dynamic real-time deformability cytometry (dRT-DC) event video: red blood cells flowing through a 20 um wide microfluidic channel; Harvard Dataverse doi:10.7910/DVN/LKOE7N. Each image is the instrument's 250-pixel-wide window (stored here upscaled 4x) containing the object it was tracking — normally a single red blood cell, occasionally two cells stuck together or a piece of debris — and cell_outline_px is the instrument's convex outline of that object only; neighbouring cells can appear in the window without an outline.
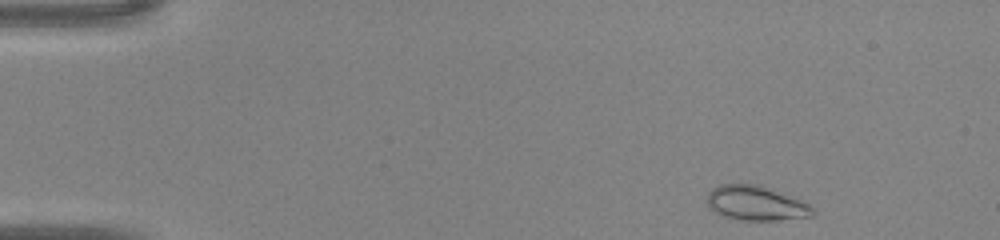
{"species": "common noctule bat (a hibernating species)", "species_latin": "Nyctalus noctula", "temperature_condition": "warm", "stored_images_in_passage": 40, "camera_frame_rate_fps": 3000, "um_per_image_px": 0.085, "animal": {"sex": "male", "body_mass_g": 20.0, "forearm_length_mm": 53.3}, "frame": {"image": 1, "passage_image": 1, "time_ms": 0.0, "image_size_px": [1000, 240], "cell_outline_px": [[816, 212], [812, 216], [776, 220], [744, 220], [724, 216], [716, 212], [708, 204], [708, 192], [712, 188], [720, 184], [760, 184], [800, 200], [808, 204]], "centroid_in_image_um": [64.26, 17.26], "position_along_channel_um": 20.7, "area_um2": 21.04}}
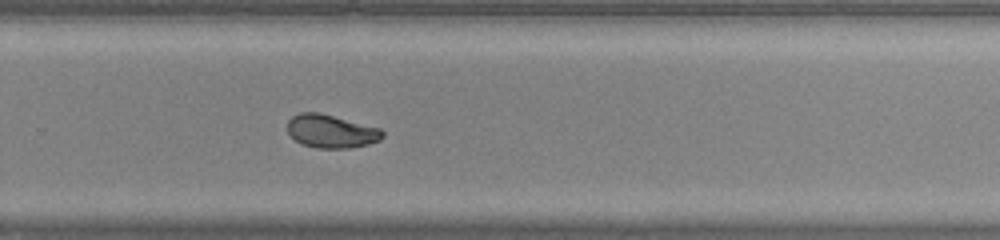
{"frame": {"image": 2, "passage_image": 26, "time_ms": 8.333, "image_size_px": [1000, 240], "cell_outline_px": [[384, 136], [380, 140], [368, 144], [348, 148], [316, 148], [300, 144], [288, 132], [288, 120], [292, 116], [300, 112], [320, 112], [380, 128], [384, 132]], "centroid_in_image_um": [28.14, 11.15], "position_along_channel_um": 301.7, "area_um2": 18.5}}
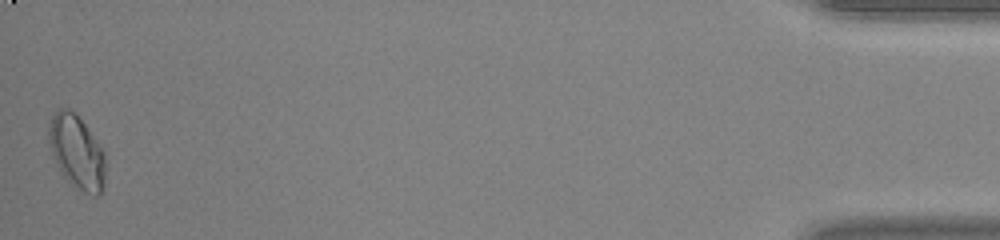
{"frame": {"image": 3, "passage_image": 40, "time_ms": 13.0, "image_size_px": [1000, 240], "cell_outline_px": [[104, 188], [96, 196], [92, 196], [84, 192], [72, 184], [60, 172], [52, 152], [48, 140], [48, 124], [56, 108], [68, 108], [76, 112], [104, 152]], "centroid_in_image_um": [6.5, 12.88], "position_along_channel_um": 428.7, "area_um2": 24.16}}